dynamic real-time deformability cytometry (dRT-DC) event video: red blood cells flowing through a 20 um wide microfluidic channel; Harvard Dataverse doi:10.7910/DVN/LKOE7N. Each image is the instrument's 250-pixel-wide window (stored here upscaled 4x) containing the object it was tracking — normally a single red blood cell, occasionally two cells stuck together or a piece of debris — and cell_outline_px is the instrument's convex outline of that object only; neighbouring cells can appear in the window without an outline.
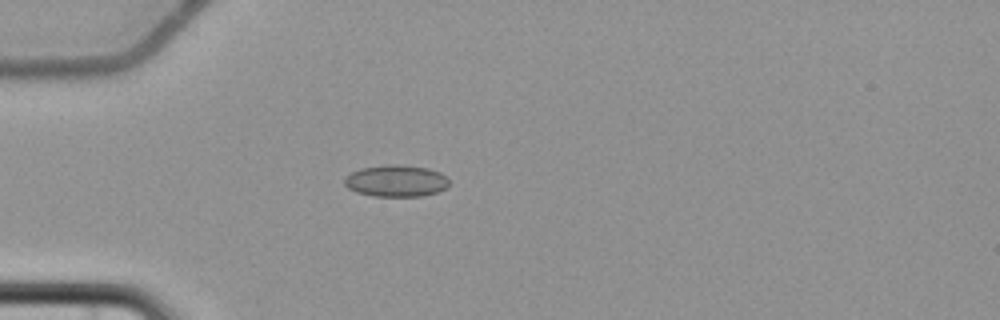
{"species": "common noctule bat (a hibernating species)", "species_latin": "Nyctalus noctula", "temperature_condition": "cold", "stored_images_in_passage": 4, "camera_frame_rate_fps": 3000, "um_per_image_px": 0.085, "animal": {"sex": "female", "body_mass_g": 22.7, "forearm_length_mm": 54.2}, "frame": {"image": 1, "passage_image": 4, "time_ms": 4.333, "image_size_px": [1000, 320], "cell_outline_px": [[448, 188], [436, 192], [420, 196], [372, 196], [356, 192], [348, 188], [344, 184], [344, 176], [360, 168], [384, 164], [396, 164], [428, 168], [440, 172], [448, 176]], "centroid_in_image_um": [33.66, 15.36], "position_along_channel_um": 51.3, "area_um2": 19.59}}